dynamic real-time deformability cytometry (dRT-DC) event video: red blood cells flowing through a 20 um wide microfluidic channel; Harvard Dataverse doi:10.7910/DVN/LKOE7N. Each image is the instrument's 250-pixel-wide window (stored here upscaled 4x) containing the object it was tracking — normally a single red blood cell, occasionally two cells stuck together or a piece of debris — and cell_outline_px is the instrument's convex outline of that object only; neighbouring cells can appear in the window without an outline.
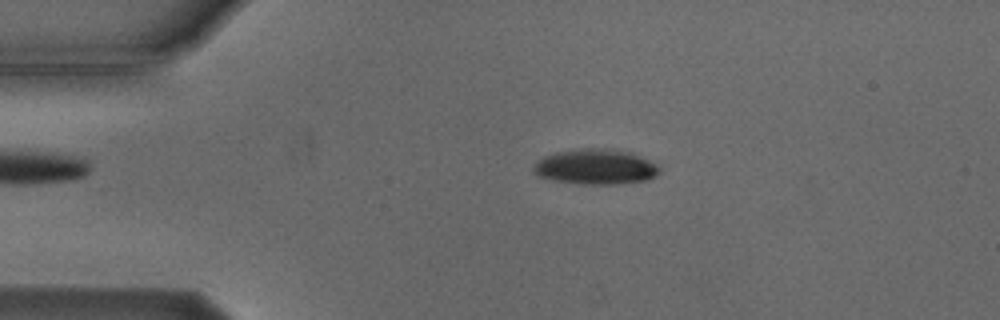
{"species": "Egyptian fruit bat (a non-hibernating species)", "species_latin": "Rousettus aegyptiacus", "temperature_condition": "cold", "stored_images_in_passage": 3, "camera_frame_rate_fps": 3000, "um_per_image_px": 0.085, "animal": {"sex": "male"}, "frame": {"image": 1, "passage_image": 2, "time_ms": 2.333, "image_size_px": [1000, 320], "cell_outline_px": [[660, 172], [656, 176], [648, 180], [616, 184], [580, 184], [552, 180], [536, 176], [532, 172], [532, 168], [544, 156], [556, 152], [580, 148], [604, 148], [628, 152], [648, 160], [656, 164], [660, 168]], "centroid_in_image_um": [50.6, 14.19], "position_along_channel_um": 34.4, "area_um2": 25.89}}